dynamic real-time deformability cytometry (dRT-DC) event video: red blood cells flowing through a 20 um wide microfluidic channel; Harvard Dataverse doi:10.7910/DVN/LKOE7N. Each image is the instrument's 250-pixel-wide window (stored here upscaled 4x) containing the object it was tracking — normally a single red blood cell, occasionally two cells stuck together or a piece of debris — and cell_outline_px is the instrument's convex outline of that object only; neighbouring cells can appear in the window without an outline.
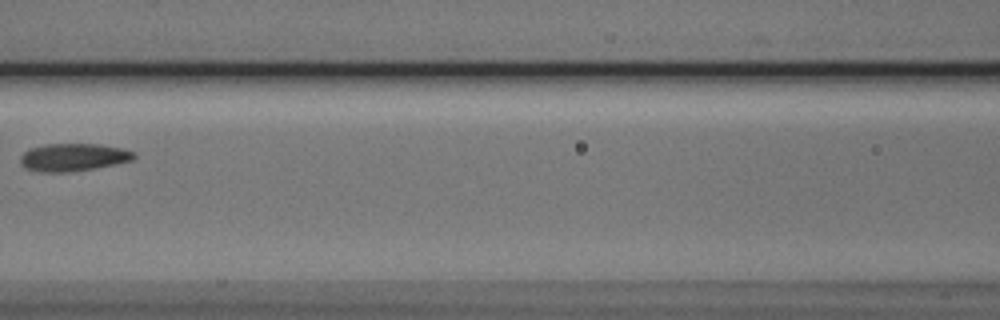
{"species": "Egyptian fruit bat (a non-hibernating species)", "species_latin": "Rousettus aegyptiacus", "temperature_condition": "cold", "stored_images_in_passage": 9, "camera_frame_rate_fps": 3000, "um_per_image_px": 0.085, "animal": {"sex": "male"}, "frame": {"image": 1, "passage_image": 8, "time_ms": 9.0, "image_size_px": [1000, 320], "cell_outline_px": [[136, 156], [132, 160], [92, 168], [68, 172], [40, 172], [28, 168], [20, 164], [20, 156], [28, 148], [44, 144], [100, 144], [124, 148], [136, 152]], "centroid_in_image_um": [6.22, 13.35], "position_along_channel_um": 160.4, "area_um2": 18.32}}
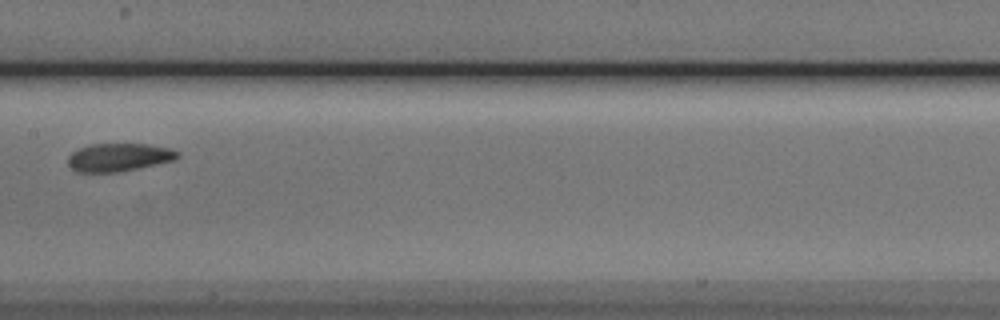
{"frame": {"image": 2, "passage_image": 9, "time_ms": 10.0, "image_size_px": [1000, 320], "cell_outline_px": [[180, 156], [176, 160], [116, 172], [76, 172], [68, 164], [68, 156], [72, 152], [88, 144], [148, 144], [168, 148], [180, 152]], "centroid_in_image_um": [10.1, 13.36], "position_along_channel_um": 197.3, "area_um2": 17.86}}